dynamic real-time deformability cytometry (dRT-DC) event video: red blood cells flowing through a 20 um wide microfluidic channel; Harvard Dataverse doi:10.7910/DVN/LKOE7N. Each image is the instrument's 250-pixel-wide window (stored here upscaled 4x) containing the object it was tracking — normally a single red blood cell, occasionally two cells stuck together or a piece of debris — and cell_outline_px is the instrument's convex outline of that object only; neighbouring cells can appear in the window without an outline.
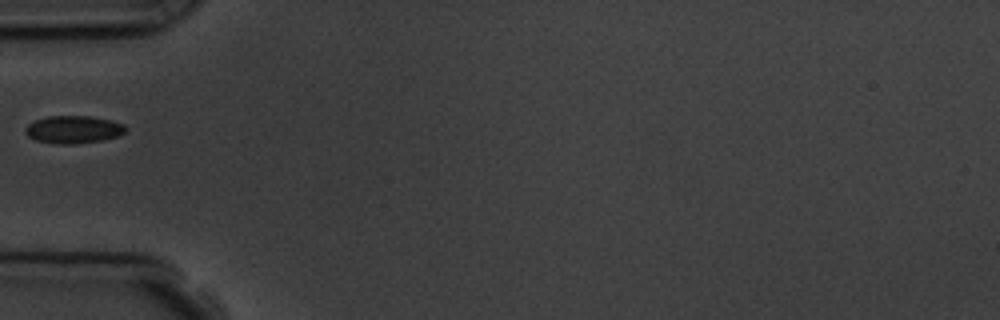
{"species": "common noctule bat (a hibernating species)", "species_latin": "Nyctalus noctula", "temperature_condition": "room temperature", "stored_images_in_passage": 1, "camera_frame_rate_fps": 3000, "um_per_image_px": 0.085, "animal": {"sex": "male", "body_mass_g": 19.5, "forearm_length_mm": 54.6}, "frame": {"image": 1, "passage_image": 1, "time_ms": 0.0, "image_size_px": [1000, 320], "cell_outline_px": [[128, 128], [120, 136], [100, 140], [72, 144], [56, 144], [36, 140], [28, 136], [24, 132], [24, 128], [28, 124], [36, 120], [48, 116], [92, 116], [112, 120], [124, 124]], "centroid_in_image_um": [6.25, 11.0], "position_along_channel_um": 78.7, "area_um2": 16.24}}